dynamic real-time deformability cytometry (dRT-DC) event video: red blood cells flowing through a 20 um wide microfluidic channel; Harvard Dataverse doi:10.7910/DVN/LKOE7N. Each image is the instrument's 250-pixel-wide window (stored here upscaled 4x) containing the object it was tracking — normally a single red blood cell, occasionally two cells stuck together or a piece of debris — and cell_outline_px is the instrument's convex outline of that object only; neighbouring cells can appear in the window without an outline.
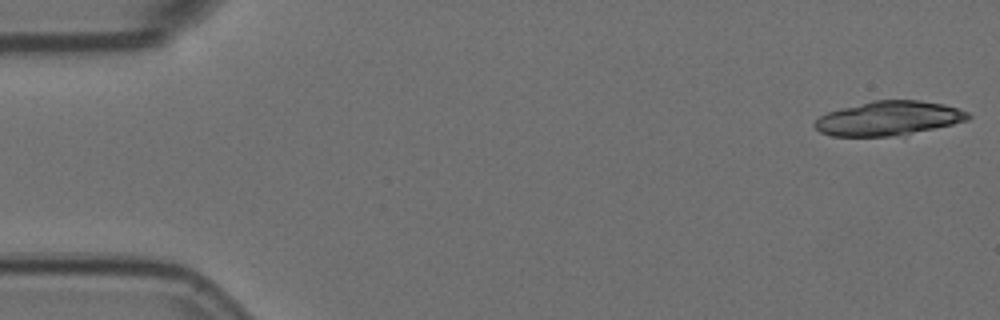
{"species": "Egyptian fruit bat (a non-hibernating species)", "species_latin": "Rousettus aegyptiacus", "temperature_condition": "room temperature", "stored_images_in_passage": 55, "camera_frame_rate_fps": 3000, "um_per_image_px": 0.085, "animal": {"sex": "female"}, "frame": {"image": 1, "passage_image": 1, "time_ms": 0.0, "image_size_px": [1000, 320], "cell_outline_px": [[972, 116], [968, 120], [952, 124], [912, 132], [888, 136], [832, 136], [820, 132], [812, 124], [820, 116], [828, 112], [840, 108], [872, 100], [920, 100], [944, 104], [968, 112]], "centroid_in_image_um": [75.5, 10.04], "position_along_channel_um": 9.5, "area_um2": 30.29}}